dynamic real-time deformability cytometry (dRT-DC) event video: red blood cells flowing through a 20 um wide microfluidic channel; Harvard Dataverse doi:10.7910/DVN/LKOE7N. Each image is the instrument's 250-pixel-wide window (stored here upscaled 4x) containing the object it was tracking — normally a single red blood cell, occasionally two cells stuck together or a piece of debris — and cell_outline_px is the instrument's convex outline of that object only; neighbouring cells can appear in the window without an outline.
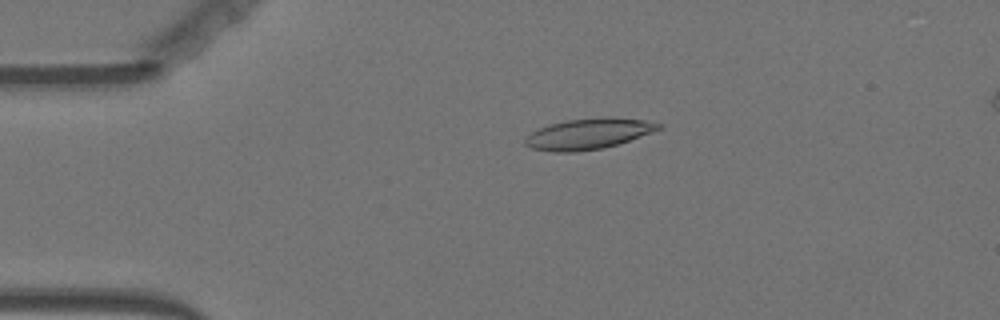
{"species": "Egyptian fruit bat (a non-hibernating species)", "species_latin": "Rousettus aegyptiacus", "temperature_condition": "warm", "stored_images_in_passage": 25, "camera_frame_rate_fps": 3000, "um_per_image_px": 0.085, "animal": {"sex": "female"}, "frame": {"image": 1, "passage_image": 12, "time_ms": 3.667, "image_size_px": [1000, 320], "cell_outline_px": [[664, 128], [604, 148], [576, 152], [552, 152], [532, 148], [524, 144], [524, 140], [532, 132], [548, 124], [564, 120], [604, 116], [644, 120], [664, 124]], "centroid_in_image_um": [50.02, 11.36], "position_along_channel_um": 35.0, "area_um2": 24.04}}
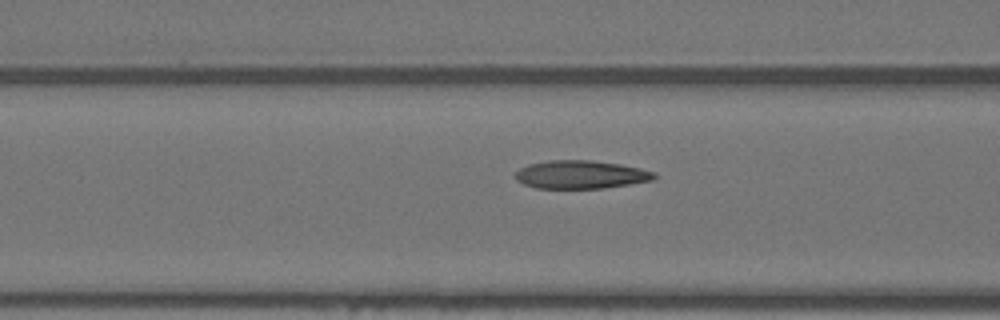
{"frame": {"image": 2, "passage_image": 22, "time_ms": 7.0, "image_size_px": [1000, 320], "cell_outline_px": [[656, 176], [652, 180], [604, 188], [536, 188], [524, 184], [516, 180], [512, 176], [520, 168], [528, 164], [548, 160], [592, 160], [620, 164], [640, 168], [656, 172]], "centroid_in_image_um": [49.33, 14.83], "position_along_channel_um": 117.3, "area_um2": 22.89}}
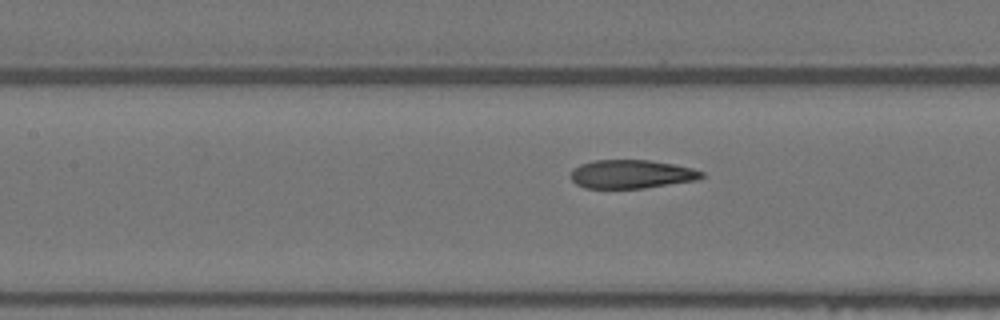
{"frame": {"image": 3, "passage_image": 25, "time_ms": 8.0, "image_size_px": [1000, 320], "cell_outline_px": [[704, 176], [696, 180], [644, 188], [584, 188], [576, 184], [572, 180], [572, 168], [580, 164], [592, 160], [648, 160], [672, 164], [692, 168], [704, 172]], "centroid_in_image_um": [53.65, 14.8], "position_along_channel_um": 153.8, "area_um2": 21.73}}